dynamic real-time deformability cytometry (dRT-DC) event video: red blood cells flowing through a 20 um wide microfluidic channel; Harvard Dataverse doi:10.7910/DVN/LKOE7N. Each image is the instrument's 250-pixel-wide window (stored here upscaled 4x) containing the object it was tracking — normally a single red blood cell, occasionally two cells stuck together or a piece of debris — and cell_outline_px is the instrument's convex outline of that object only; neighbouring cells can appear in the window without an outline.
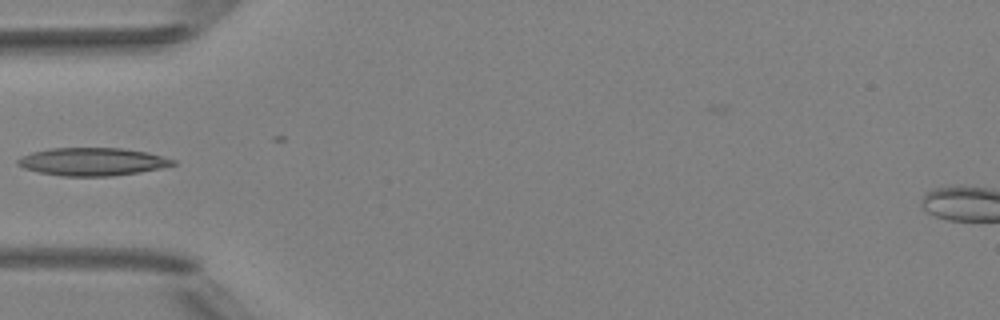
{"species": "Egyptian fruit bat (a non-hibernating species)", "species_latin": "Rousettus aegyptiacus", "temperature_condition": "room temperature", "stored_images_in_passage": 5, "camera_frame_rate_fps": 3000, "um_per_image_px": 0.085, "animal": {"sex": "female"}, "frame": {"image": 1, "passage_image": 5, "time_ms": 5.333, "image_size_px": [1000, 320], "cell_outline_px": [[176, 164], [160, 168], [140, 172], [112, 176], [60, 176], [40, 172], [24, 168], [16, 164], [16, 160], [20, 156], [32, 152], [48, 148], [120, 148], [148, 152], [164, 156], [176, 160]], "centroid_in_image_um": [7.85, 13.74], "position_along_channel_um": 77.2, "area_um2": 25.37}}